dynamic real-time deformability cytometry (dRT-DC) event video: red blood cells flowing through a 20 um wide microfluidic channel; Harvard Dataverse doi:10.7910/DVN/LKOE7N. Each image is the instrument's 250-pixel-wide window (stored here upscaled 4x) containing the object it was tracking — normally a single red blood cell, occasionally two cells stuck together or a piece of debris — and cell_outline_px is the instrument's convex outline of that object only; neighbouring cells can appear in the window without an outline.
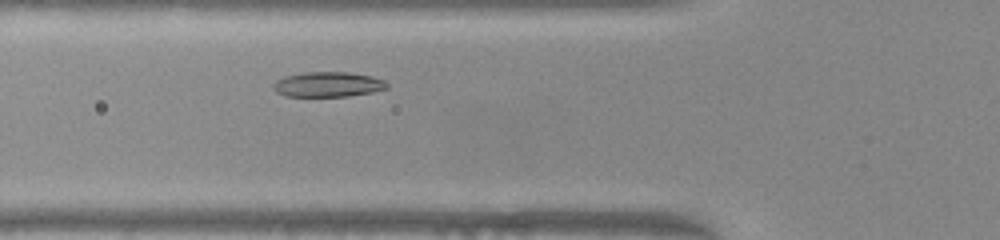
{"species": "common noctule bat (a hibernating species)", "species_latin": "Nyctalus noctula", "temperature_condition": "warm", "stored_images_in_passage": 29, "camera_frame_rate_fps": 3000, "um_per_image_px": 0.085, "animal": {"sex": "female", "body_mass_g": 22.0, "forearm_length_mm": 56.7}, "frame": {"image": 1, "passage_image": 5, "time_ms": 1.333, "image_size_px": [1000, 240], "cell_outline_px": [[388, 88], [372, 92], [348, 96], [288, 96], [276, 92], [272, 88], [272, 84], [276, 80], [284, 76], [304, 72], [348, 72], [372, 76], [384, 80], [388, 84]], "centroid_in_image_um": [27.86, 7.17], "position_along_channel_um": 97.9, "area_um2": 16.65}}
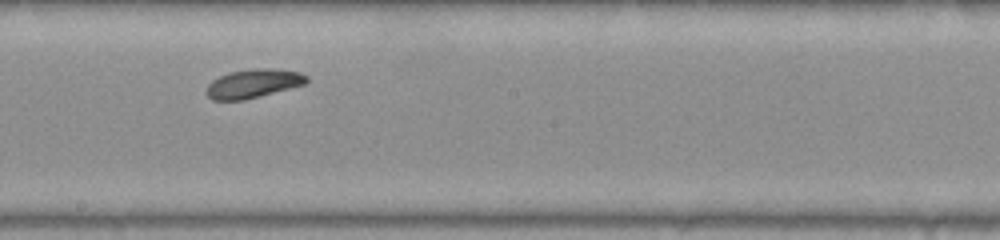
{"frame": {"image": 2, "passage_image": 15, "time_ms": 4.667, "image_size_px": [1000, 240], "cell_outline_px": [[308, 80], [304, 84], [244, 100], [212, 100], [204, 92], [208, 84], [212, 80], [228, 72], [256, 68], [276, 68], [300, 72], [308, 76]], "centroid_in_image_um": [21.5, 7.09], "position_along_channel_um": 226.7, "area_um2": 16.82}}
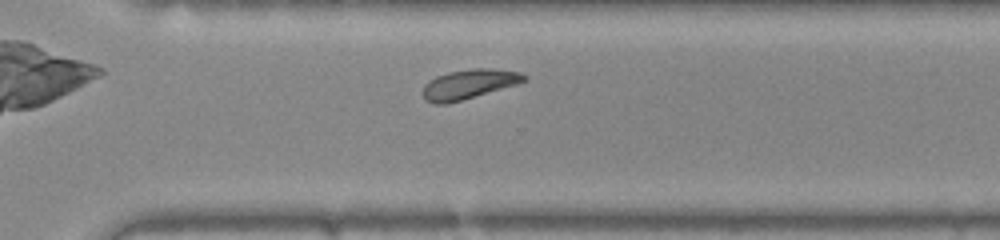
{"frame": {"image": 3, "passage_image": 23, "time_ms": 7.333, "image_size_px": [1000, 240], "cell_outline_px": [[528, 80], [516, 84], [460, 100], [444, 104], [432, 104], [424, 100], [420, 92], [424, 84], [436, 76], [448, 72], [472, 68], [492, 68], [520, 72], [528, 76]], "centroid_in_image_um": [39.8, 7.15], "position_along_channel_um": 330.8, "area_um2": 17.51}, "authors_computed_cell_mechanics": {"area_um2": 16.8198, "velocity_mm_per_s": 3.8799, "shape_relaxation_time_tau1_ms": 1.8477, "shape_relaxation_time_tau2_ms": null, "deformation_change_tau1": 0.0854, "deformation_change_tau2": null}}